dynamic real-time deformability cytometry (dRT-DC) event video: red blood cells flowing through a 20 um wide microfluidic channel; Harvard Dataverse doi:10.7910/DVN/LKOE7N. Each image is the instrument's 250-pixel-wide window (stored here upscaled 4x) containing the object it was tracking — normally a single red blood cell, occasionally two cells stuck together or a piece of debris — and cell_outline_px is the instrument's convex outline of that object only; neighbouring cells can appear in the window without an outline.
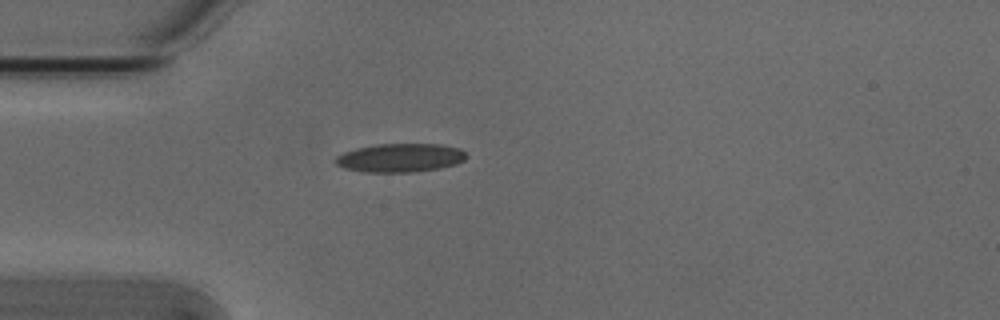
{"species": "Egyptian fruit bat (a non-hibernating species)", "species_latin": "Rousettus aegyptiacus", "temperature_condition": "cold", "stored_images_in_passage": 1, "camera_frame_rate_fps": 3000, "um_per_image_px": 0.085, "animal": {"sex": "male"}, "frame": {"image": 1, "passage_image": 1, "time_ms": 0.0, "image_size_px": [1000, 320], "cell_outline_px": [[468, 156], [464, 160], [456, 164], [440, 168], [412, 172], [364, 172], [344, 168], [336, 164], [332, 160], [336, 156], [344, 152], [356, 148], [376, 144], [440, 144], [460, 148]], "centroid_in_image_um": [34.0, 13.41], "position_along_channel_um": 51.0, "area_um2": 21.96}}